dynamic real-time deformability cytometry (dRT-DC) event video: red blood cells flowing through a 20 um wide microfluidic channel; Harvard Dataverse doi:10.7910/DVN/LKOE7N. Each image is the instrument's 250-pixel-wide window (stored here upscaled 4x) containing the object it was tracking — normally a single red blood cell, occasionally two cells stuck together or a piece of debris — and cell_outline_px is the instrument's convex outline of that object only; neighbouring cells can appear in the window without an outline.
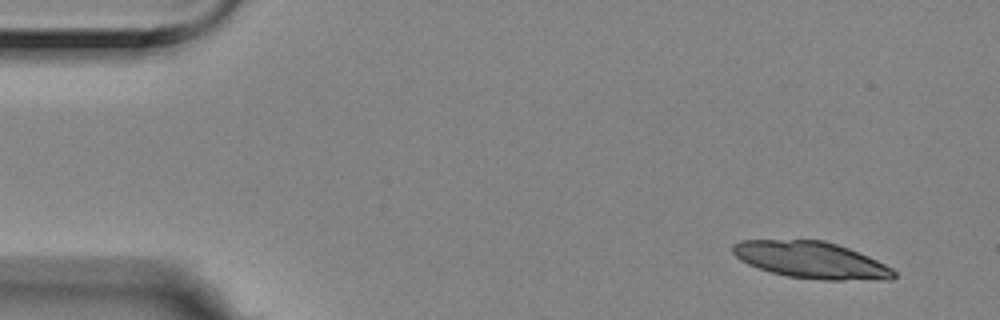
{"species": "Egyptian fruit bat (a non-hibernating species)", "species_latin": "Rousettus aegyptiacus", "temperature_condition": "room temperature", "stored_images_in_passage": 6, "camera_frame_rate_fps": 3000, "um_per_image_px": 0.085, "animal": {"sex": "female"}, "frame": {"image": 1, "passage_image": 1, "time_ms": 0.0, "image_size_px": [1000, 320], "cell_outline_px": [[896, 276], [892, 280], [824, 280], [788, 276], [772, 272], [748, 264], [740, 260], [732, 252], [732, 244], [740, 240], [824, 240], [848, 248], [868, 256], [892, 268], [896, 272]], "centroid_in_image_um": [68.97, 22.11], "position_along_channel_um": 16.0, "area_um2": 34.39}}
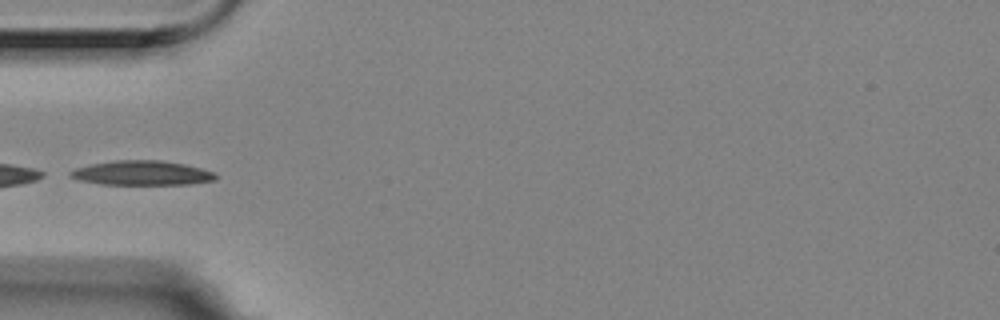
{"frame": {"image": 2, "passage_image": 5, "time_ms": 1.333, "image_size_px": [1000, 320], "cell_outline_px": [[220, 176], [216, 180], [192, 184], [100, 184], [80, 180], [68, 176], [68, 172], [76, 168], [92, 164], [116, 160], [160, 160], [184, 164], [216, 172]], "centroid_in_image_um": [12.11, 14.7], "position_along_channel_um": 72.9, "area_um2": 20.81}}
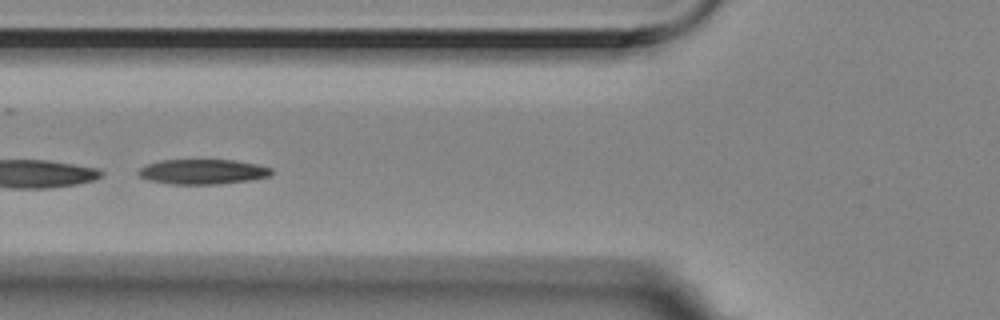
{"frame": {"image": 3, "passage_image": 6, "time_ms": 1.667, "image_size_px": [1000, 320], "cell_outline_px": [[272, 172], [268, 176], [252, 180], [220, 184], [172, 184], [148, 180], [140, 176], [136, 172], [144, 164], [160, 160], [232, 160], [256, 164], [272, 168]], "centroid_in_image_um": [17.19, 14.59], "position_along_channel_um": 108.6, "area_um2": 19.42}}